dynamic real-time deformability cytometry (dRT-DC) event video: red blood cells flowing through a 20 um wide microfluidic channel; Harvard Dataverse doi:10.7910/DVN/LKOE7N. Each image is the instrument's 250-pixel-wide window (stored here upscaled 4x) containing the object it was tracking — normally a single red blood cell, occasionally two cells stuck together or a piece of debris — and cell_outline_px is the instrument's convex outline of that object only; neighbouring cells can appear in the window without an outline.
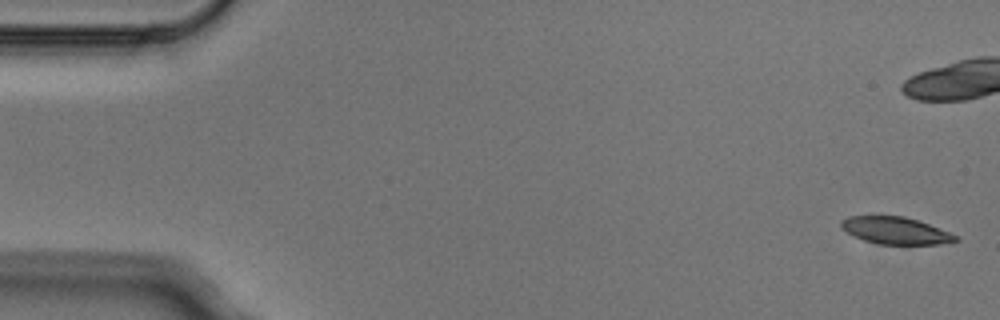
{"species": "Egyptian fruit bat (a non-hibernating species)", "species_latin": "Rousettus aegyptiacus", "temperature_condition": "cold", "stored_images_in_passage": 6, "segment_of_instrument_passage": [2, 2], "camera_frame_rate_fps": 3000, "um_per_image_px": 0.085, "animal": {"sex": "male"}, "frame": {"image": 1, "passage_image": 6, "time_ms": 1.667, "image_size_px": [1000, 320], "cell_outline_px": [[960, 240], [940, 244], [876, 244], [852, 236], [840, 228], [840, 220], [848, 216], [872, 212], [904, 216], [920, 220], [960, 236]], "centroid_in_image_um": [76.05, 19.54], "position_along_channel_um": 9.0, "area_um2": 19.25}}